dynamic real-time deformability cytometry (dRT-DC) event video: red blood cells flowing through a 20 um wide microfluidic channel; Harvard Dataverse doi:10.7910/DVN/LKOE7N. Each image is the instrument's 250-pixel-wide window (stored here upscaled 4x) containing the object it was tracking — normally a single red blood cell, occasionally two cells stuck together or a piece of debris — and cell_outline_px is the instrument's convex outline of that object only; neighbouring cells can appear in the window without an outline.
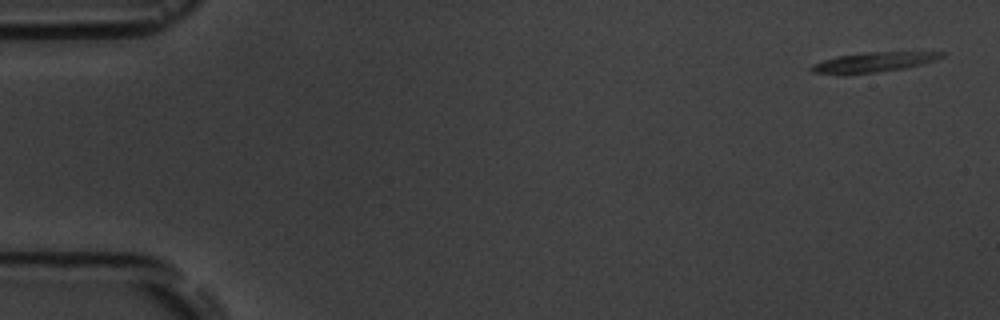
{"species": "common noctule bat (a hibernating species)", "species_latin": "Nyctalus noctula", "temperature_condition": "room temperature", "stored_images_in_passage": 6, "segment_of_instrument_passage": [1, 2], "camera_frame_rate_fps": 3000, "um_per_image_px": 0.085, "animal": {"sex": "male", "body_mass_g": 19.5, "forearm_length_mm": 54.6}, "frame": {"image": 1, "passage_image": 1, "time_ms": 0.0, "image_size_px": [1000, 320], "cell_outline_px": [[944, 56], [936, 60], [904, 68], [844, 76], [836, 76], [812, 72], [808, 68], [812, 64], [836, 56], [868, 52], [944, 52]], "centroid_in_image_um": [74.12, 5.31], "position_along_channel_um": 10.9, "area_um2": 15.26}}